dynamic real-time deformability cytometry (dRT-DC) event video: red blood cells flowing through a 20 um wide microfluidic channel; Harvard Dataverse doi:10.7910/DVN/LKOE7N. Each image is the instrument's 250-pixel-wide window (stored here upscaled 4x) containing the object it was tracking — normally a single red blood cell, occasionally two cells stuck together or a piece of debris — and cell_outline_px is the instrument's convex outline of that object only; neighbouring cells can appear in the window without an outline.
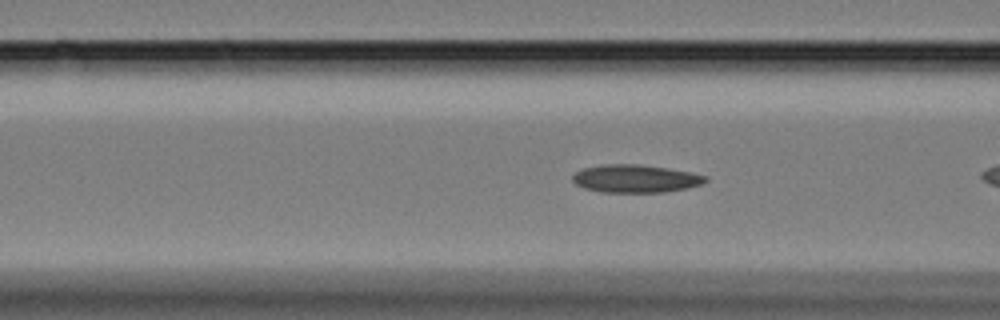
{"species": "Egyptian fruit bat (a non-hibernating species)", "species_latin": "Rousettus aegyptiacus", "temperature_condition": "cold", "stored_images_in_passage": 47, "camera_frame_rate_fps": 3000, "um_per_image_px": 0.085, "animal": {"sex": "female"}, "frame": {"image": 1, "passage_image": 9, "time_ms": 2.667, "image_size_px": [1000, 320], "cell_outline_px": [[708, 180], [700, 184], [688, 188], [664, 192], [600, 192], [584, 188], [576, 184], [572, 180], [572, 176], [576, 172], [584, 168], [604, 164], [636, 164], [692, 172], [708, 176]], "centroid_in_image_um": [54.02, 15.19], "position_along_channel_um": 112.6, "area_um2": 21.5}}
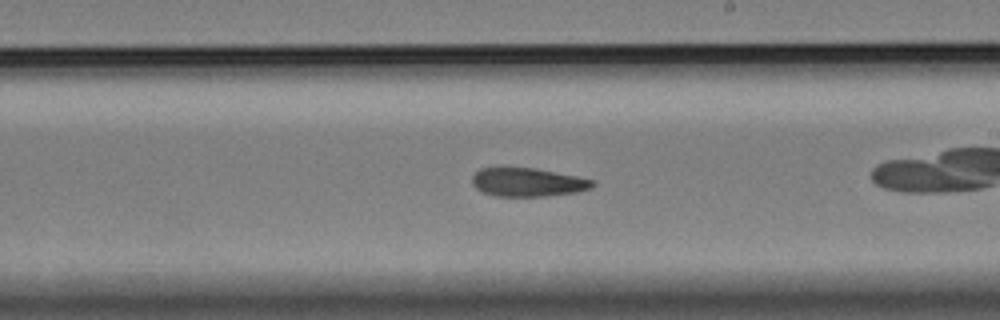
{"frame": {"image": 2, "passage_image": 21, "time_ms": 6.667, "image_size_px": [1000, 320], "cell_outline_px": [[596, 184], [592, 188], [576, 192], [544, 196], [496, 196], [484, 192], [476, 188], [472, 184], [472, 176], [480, 168], [536, 168], [596, 180]], "centroid_in_image_um": [44.89, 15.49], "position_along_channel_um": 244.1, "area_um2": 20.0}}
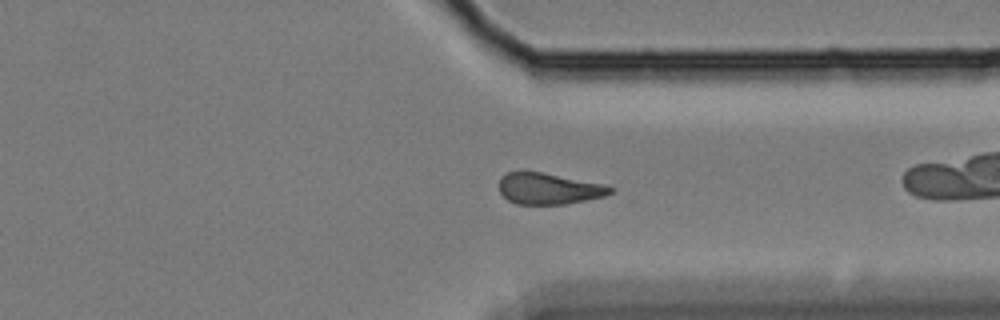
{"frame": {"image": 3, "passage_image": 32, "time_ms": 10.333, "image_size_px": [1000, 320], "cell_outline_px": [[612, 192], [604, 196], [564, 204], [516, 204], [508, 200], [500, 192], [500, 176], [508, 172], [540, 172], [604, 184], [612, 188]], "centroid_in_image_um": [46.62, 16.04], "position_along_channel_um": 364.8, "area_um2": 19.88}}